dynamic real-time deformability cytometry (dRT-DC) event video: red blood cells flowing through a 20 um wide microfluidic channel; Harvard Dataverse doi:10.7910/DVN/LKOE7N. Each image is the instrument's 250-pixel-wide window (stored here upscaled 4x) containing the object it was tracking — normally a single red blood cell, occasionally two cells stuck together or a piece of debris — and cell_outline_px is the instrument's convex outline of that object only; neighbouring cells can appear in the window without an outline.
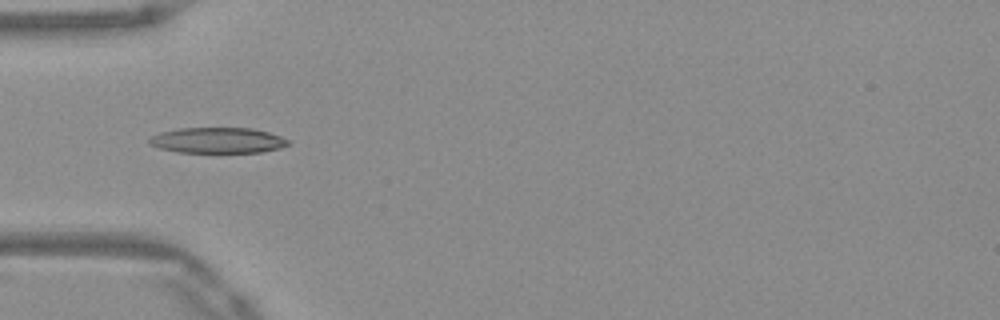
{"species": "Egyptian fruit bat (a non-hibernating species)", "species_latin": "Rousettus aegyptiacus", "temperature_condition": "warm", "stored_images_in_passage": 52, "camera_frame_rate_fps": 3000, "um_per_image_px": 0.085, "frame": {"image": 1, "passage_image": 17, "time_ms": 5.333, "image_size_px": [1000, 320], "cell_outline_px": [[292, 144], [280, 148], [260, 152], [176, 152], [160, 148], [148, 144], [148, 140], [152, 136], [160, 132], [180, 128], [252, 128], [268, 132], [280, 136], [288, 140]], "centroid_in_image_um": [18.5, 11.93], "position_along_channel_um": 66.5, "area_um2": 20.75}}
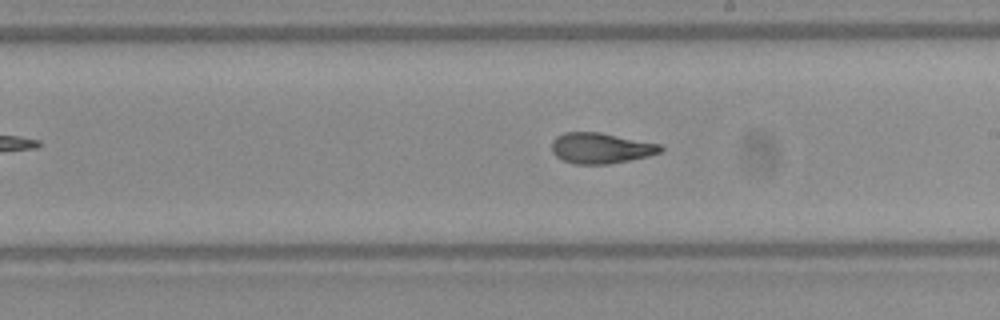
{"frame": {"image": 2, "passage_image": 30, "time_ms": 9.667, "image_size_px": [1000, 320], "cell_outline_px": [[664, 148], [660, 152], [648, 156], [608, 164], [576, 164], [564, 160], [556, 156], [552, 152], [552, 140], [556, 136], [564, 132], [600, 132], [660, 144]], "centroid_in_image_um": [51.05, 12.58], "position_along_channel_um": 238.0, "area_um2": 19.36}}
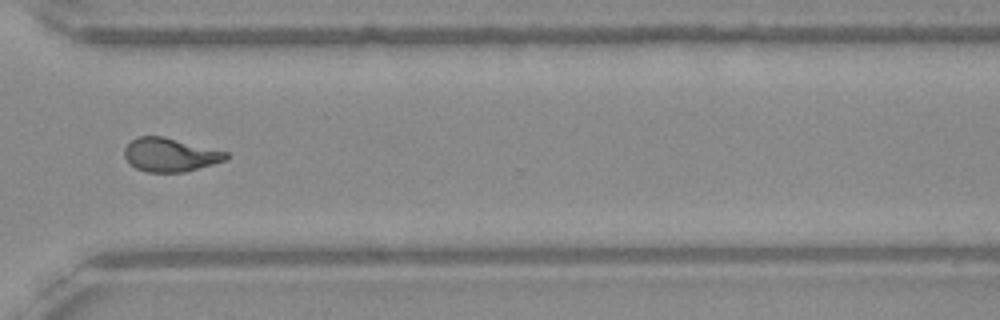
{"frame": {"image": 3, "passage_image": 39, "time_ms": 12.667, "image_size_px": [1000, 320], "cell_outline_px": [[228, 160], [184, 172], [148, 172], [136, 168], [124, 156], [124, 148], [132, 140], [140, 136], [164, 136], [228, 152]], "centroid_in_image_um": [14.49, 13.15], "position_along_channel_um": 356.1, "area_um2": 19.83}, "authors_computed_cell_mechanics": {"area_um2": 20.0855, "velocity_mm_per_s": 3.9395, "shape_relaxation_time_tau1_ms": null, "shape_relaxation_time_tau2_ms": 1.6629, "deformation_change_tau1": null, "deformation_change_tau2": 0.0885}}